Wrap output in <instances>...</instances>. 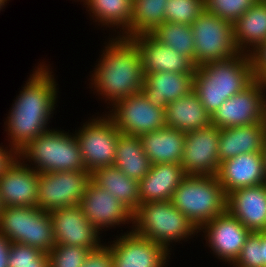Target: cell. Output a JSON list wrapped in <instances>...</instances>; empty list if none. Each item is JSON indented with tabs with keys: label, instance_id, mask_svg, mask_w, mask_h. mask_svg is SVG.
<instances>
[{
	"label": "cell",
	"instance_id": "cell-21",
	"mask_svg": "<svg viewBox=\"0 0 266 267\" xmlns=\"http://www.w3.org/2000/svg\"><path fill=\"white\" fill-rule=\"evenodd\" d=\"M219 183L227 195L231 191L266 183L262 152L246 153L220 163Z\"/></svg>",
	"mask_w": 266,
	"mask_h": 267
},
{
	"label": "cell",
	"instance_id": "cell-15",
	"mask_svg": "<svg viewBox=\"0 0 266 267\" xmlns=\"http://www.w3.org/2000/svg\"><path fill=\"white\" fill-rule=\"evenodd\" d=\"M204 229V230H203ZM204 233L205 241L216 258L231 266L240 251L250 231L227 210L208 221L199 232Z\"/></svg>",
	"mask_w": 266,
	"mask_h": 267
},
{
	"label": "cell",
	"instance_id": "cell-37",
	"mask_svg": "<svg viewBox=\"0 0 266 267\" xmlns=\"http://www.w3.org/2000/svg\"><path fill=\"white\" fill-rule=\"evenodd\" d=\"M233 267H264L262 232H250Z\"/></svg>",
	"mask_w": 266,
	"mask_h": 267
},
{
	"label": "cell",
	"instance_id": "cell-41",
	"mask_svg": "<svg viewBox=\"0 0 266 267\" xmlns=\"http://www.w3.org/2000/svg\"><path fill=\"white\" fill-rule=\"evenodd\" d=\"M16 156L17 154L11 148L0 146V175Z\"/></svg>",
	"mask_w": 266,
	"mask_h": 267
},
{
	"label": "cell",
	"instance_id": "cell-6",
	"mask_svg": "<svg viewBox=\"0 0 266 267\" xmlns=\"http://www.w3.org/2000/svg\"><path fill=\"white\" fill-rule=\"evenodd\" d=\"M227 195L217 176L186 175L174 191L171 203L199 230L226 211Z\"/></svg>",
	"mask_w": 266,
	"mask_h": 267
},
{
	"label": "cell",
	"instance_id": "cell-11",
	"mask_svg": "<svg viewBox=\"0 0 266 267\" xmlns=\"http://www.w3.org/2000/svg\"><path fill=\"white\" fill-rule=\"evenodd\" d=\"M38 199L41 210H52L78 205L91 181V172L67 171L39 173Z\"/></svg>",
	"mask_w": 266,
	"mask_h": 267
},
{
	"label": "cell",
	"instance_id": "cell-33",
	"mask_svg": "<svg viewBox=\"0 0 266 267\" xmlns=\"http://www.w3.org/2000/svg\"><path fill=\"white\" fill-rule=\"evenodd\" d=\"M204 10V0H168L165 22L191 25Z\"/></svg>",
	"mask_w": 266,
	"mask_h": 267
},
{
	"label": "cell",
	"instance_id": "cell-22",
	"mask_svg": "<svg viewBox=\"0 0 266 267\" xmlns=\"http://www.w3.org/2000/svg\"><path fill=\"white\" fill-rule=\"evenodd\" d=\"M194 74L156 72L144 74L142 93L151 104L166 106L193 91Z\"/></svg>",
	"mask_w": 266,
	"mask_h": 267
},
{
	"label": "cell",
	"instance_id": "cell-43",
	"mask_svg": "<svg viewBox=\"0 0 266 267\" xmlns=\"http://www.w3.org/2000/svg\"><path fill=\"white\" fill-rule=\"evenodd\" d=\"M262 253L264 259V267H266V232H262Z\"/></svg>",
	"mask_w": 266,
	"mask_h": 267
},
{
	"label": "cell",
	"instance_id": "cell-42",
	"mask_svg": "<svg viewBox=\"0 0 266 267\" xmlns=\"http://www.w3.org/2000/svg\"><path fill=\"white\" fill-rule=\"evenodd\" d=\"M262 90L263 92V108H262V123L266 127V80L262 81Z\"/></svg>",
	"mask_w": 266,
	"mask_h": 267
},
{
	"label": "cell",
	"instance_id": "cell-24",
	"mask_svg": "<svg viewBox=\"0 0 266 267\" xmlns=\"http://www.w3.org/2000/svg\"><path fill=\"white\" fill-rule=\"evenodd\" d=\"M265 137L266 127L263 123L220 129V163L241 154L262 152Z\"/></svg>",
	"mask_w": 266,
	"mask_h": 267
},
{
	"label": "cell",
	"instance_id": "cell-25",
	"mask_svg": "<svg viewBox=\"0 0 266 267\" xmlns=\"http://www.w3.org/2000/svg\"><path fill=\"white\" fill-rule=\"evenodd\" d=\"M151 164H181L186 133L167 127L139 136Z\"/></svg>",
	"mask_w": 266,
	"mask_h": 267
},
{
	"label": "cell",
	"instance_id": "cell-39",
	"mask_svg": "<svg viewBox=\"0 0 266 267\" xmlns=\"http://www.w3.org/2000/svg\"><path fill=\"white\" fill-rule=\"evenodd\" d=\"M255 79L266 80V41L250 54Z\"/></svg>",
	"mask_w": 266,
	"mask_h": 267
},
{
	"label": "cell",
	"instance_id": "cell-1",
	"mask_svg": "<svg viewBox=\"0 0 266 267\" xmlns=\"http://www.w3.org/2000/svg\"><path fill=\"white\" fill-rule=\"evenodd\" d=\"M48 67L45 63L35 67L6 119L9 147L16 154L32 139L50 130L47 126L57 103L58 84Z\"/></svg>",
	"mask_w": 266,
	"mask_h": 267
},
{
	"label": "cell",
	"instance_id": "cell-34",
	"mask_svg": "<svg viewBox=\"0 0 266 267\" xmlns=\"http://www.w3.org/2000/svg\"><path fill=\"white\" fill-rule=\"evenodd\" d=\"M8 267H48L47 253L33 246L11 243Z\"/></svg>",
	"mask_w": 266,
	"mask_h": 267
},
{
	"label": "cell",
	"instance_id": "cell-36",
	"mask_svg": "<svg viewBox=\"0 0 266 267\" xmlns=\"http://www.w3.org/2000/svg\"><path fill=\"white\" fill-rule=\"evenodd\" d=\"M259 0H204L205 11L234 23Z\"/></svg>",
	"mask_w": 266,
	"mask_h": 267
},
{
	"label": "cell",
	"instance_id": "cell-17",
	"mask_svg": "<svg viewBox=\"0 0 266 267\" xmlns=\"http://www.w3.org/2000/svg\"><path fill=\"white\" fill-rule=\"evenodd\" d=\"M78 206L99 232L109 227L133 222V213L108 191L98 187L92 181L87 185Z\"/></svg>",
	"mask_w": 266,
	"mask_h": 267
},
{
	"label": "cell",
	"instance_id": "cell-46",
	"mask_svg": "<svg viewBox=\"0 0 266 267\" xmlns=\"http://www.w3.org/2000/svg\"><path fill=\"white\" fill-rule=\"evenodd\" d=\"M4 204L2 202L1 196H0V212L2 211V209L4 208Z\"/></svg>",
	"mask_w": 266,
	"mask_h": 267
},
{
	"label": "cell",
	"instance_id": "cell-31",
	"mask_svg": "<svg viewBox=\"0 0 266 267\" xmlns=\"http://www.w3.org/2000/svg\"><path fill=\"white\" fill-rule=\"evenodd\" d=\"M84 3L92 20L95 18L99 25H107L106 29L119 28L121 33L117 32V36H121L130 26L132 0H86Z\"/></svg>",
	"mask_w": 266,
	"mask_h": 267
},
{
	"label": "cell",
	"instance_id": "cell-32",
	"mask_svg": "<svg viewBox=\"0 0 266 267\" xmlns=\"http://www.w3.org/2000/svg\"><path fill=\"white\" fill-rule=\"evenodd\" d=\"M151 35L160 43L187 56L195 64V42L191 25L163 22Z\"/></svg>",
	"mask_w": 266,
	"mask_h": 267
},
{
	"label": "cell",
	"instance_id": "cell-28",
	"mask_svg": "<svg viewBox=\"0 0 266 267\" xmlns=\"http://www.w3.org/2000/svg\"><path fill=\"white\" fill-rule=\"evenodd\" d=\"M91 181L112 194L132 213L141 204L139 181L129 178L114 165L101 167L91 172Z\"/></svg>",
	"mask_w": 266,
	"mask_h": 267
},
{
	"label": "cell",
	"instance_id": "cell-30",
	"mask_svg": "<svg viewBox=\"0 0 266 267\" xmlns=\"http://www.w3.org/2000/svg\"><path fill=\"white\" fill-rule=\"evenodd\" d=\"M168 0H132L130 26L120 36L132 38L141 34H151L165 22V8Z\"/></svg>",
	"mask_w": 266,
	"mask_h": 267
},
{
	"label": "cell",
	"instance_id": "cell-20",
	"mask_svg": "<svg viewBox=\"0 0 266 267\" xmlns=\"http://www.w3.org/2000/svg\"><path fill=\"white\" fill-rule=\"evenodd\" d=\"M226 210L250 232H266V183L228 193Z\"/></svg>",
	"mask_w": 266,
	"mask_h": 267
},
{
	"label": "cell",
	"instance_id": "cell-26",
	"mask_svg": "<svg viewBox=\"0 0 266 267\" xmlns=\"http://www.w3.org/2000/svg\"><path fill=\"white\" fill-rule=\"evenodd\" d=\"M233 30L234 41L240 53L249 55L263 44L266 41V0H259L244 12L233 23Z\"/></svg>",
	"mask_w": 266,
	"mask_h": 267
},
{
	"label": "cell",
	"instance_id": "cell-7",
	"mask_svg": "<svg viewBox=\"0 0 266 267\" xmlns=\"http://www.w3.org/2000/svg\"><path fill=\"white\" fill-rule=\"evenodd\" d=\"M0 234L12 243L33 246L45 253L55 246L49 212L37 206L4 207L0 212Z\"/></svg>",
	"mask_w": 266,
	"mask_h": 267
},
{
	"label": "cell",
	"instance_id": "cell-18",
	"mask_svg": "<svg viewBox=\"0 0 266 267\" xmlns=\"http://www.w3.org/2000/svg\"><path fill=\"white\" fill-rule=\"evenodd\" d=\"M39 173L17 156L0 175V196L5 207L36 206Z\"/></svg>",
	"mask_w": 266,
	"mask_h": 267
},
{
	"label": "cell",
	"instance_id": "cell-29",
	"mask_svg": "<svg viewBox=\"0 0 266 267\" xmlns=\"http://www.w3.org/2000/svg\"><path fill=\"white\" fill-rule=\"evenodd\" d=\"M139 136L121 134L115 153L114 166L129 178L140 181L151 168Z\"/></svg>",
	"mask_w": 266,
	"mask_h": 267
},
{
	"label": "cell",
	"instance_id": "cell-27",
	"mask_svg": "<svg viewBox=\"0 0 266 267\" xmlns=\"http://www.w3.org/2000/svg\"><path fill=\"white\" fill-rule=\"evenodd\" d=\"M165 114L167 127L176 128L185 133L211 124V116L194 91L170 102L165 108Z\"/></svg>",
	"mask_w": 266,
	"mask_h": 267
},
{
	"label": "cell",
	"instance_id": "cell-3",
	"mask_svg": "<svg viewBox=\"0 0 266 267\" xmlns=\"http://www.w3.org/2000/svg\"><path fill=\"white\" fill-rule=\"evenodd\" d=\"M254 80L250 56L239 53L226 60L197 66L193 91L212 116L224 101L244 90Z\"/></svg>",
	"mask_w": 266,
	"mask_h": 267
},
{
	"label": "cell",
	"instance_id": "cell-10",
	"mask_svg": "<svg viewBox=\"0 0 266 267\" xmlns=\"http://www.w3.org/2000/svg\"><path fill=\"white\" fill-rule=\"evenodd\" d=\"M112 106L106 116L121 134L141 136L166 126L165 108L148 102L142 92L130 95Z\"/></svg>",
	"mask_w": 266,
	"mask_h": 267
},
{
	"label": "cell",
	"instance_id": "cell-12",
	"mask_svg": "<svg viewBox=\"0 0 266 267\" xmlns=\"http://www.w3.org/2000/svg\"><path fill=\"white\" fill-rule=\"evenodd\" d=\"M220 129L207 127L186 132L181 166L186 175L216 176L220 160L218 156Z\"/></svg>",
	"mask_w": 266,
	"mask_h": 267
},
{
	"label": "cell",
	"instance_id": "cell-23",
	"mask_svg": "<svg viewBox=\"0 0 266 267\" xmlns=\"http://www.w3.org/2000/svg\"><path fill=\"white\" fill-rule=\"evenodd\" d=\"M186 174L180 164H152L147 175L139 181L140 202L171 201Z\"/></svg>",
	"mask_w": 266,
	"mask_h": 267
},
{
	"label": "cell",
	"instance_id": "cell-4",
	"mask_svg": "<svg viewBox=\"0 0 266 267\" xmlns=\"http://www.w3.org/2000/svg\"><path fill=\"white\" fill-rule=\"evenodd\" d=\"M64 132L50 129L32 139L17 157L32 162L26 166L38 173L86 170L75 134Z\"/></svg>",
	"mask_w": 266,
	"mask_h": 267
},
{
	"label": "cell",
	"instance_id": "cell-38",
	"mask_svg": "<svg viewBox=\"0 0 266 267\" xmlns=\"http://www.w3.org/2000/svg\"><path fill=\"white\" fill-rule=\"evenodd\" d=\"M81 267H113V252L110 246L103 244L90 251Z\"/></svg>",
	"mask_w": 266,
	"mask_h": 267
},
{
	"label": "cell",
	"instance_id": "cell-35",
	"mask_svg": "<svg viewBox=\"0 0 266 267\" xmlns=\"http://www.w3.org/2000/svg\"><path fill=\"white\" fill-rule=\"evenodd\" d=\"M89 252L80 246L55 244L47 253L48 267H81Z\"/></svg>",
	"mask_w": 266,
	"mask_h": 267
},
{
	"label": "cell",
	"instance_id": "cell-2",
	"mask_svg": "<svg viewBox=\"0 0 266 267\" xmlns=\"http://www.w3.org/2000/svg\"><path fill=\"white\" fill-rule=\"evenodd\" d=\"M91 77V88L111 107L143 89L144 74L140 51L129 38L111 37ZM93 86V87H92Z\"/></svg>",
	"mask_w": 266,
	"mask_h": 267
},
{
	"label": "cell",
	"instance_id": "cell-8",
	"mask_svg": "<svg viewBox=\"0 0 266 267\" xmlns=\"http://www.w3.org/2000/svg\"><path fill=\"white\" fill-rule=\"evenodd\" d=\"M191 27L196 66L226 60L240 53L234 41L233 23L204 10Z\"/></svg>",
	"mask_w": 266,
	"mask_h": 267
},
{
	"label": "cell",
	"instance_id": "cell-19",
	"mask_svg": "<svg viewBox=\"0 0 266 267\" xmlns=\"http://www.w3.org/2000/svg\"><path fill=\"white\" fill-rule=\"evenodd\" d=\"M130 39L140 51L143 74L156 72L195 73L197 66L187 56L160 43L151 34H141Z\"/></svg>",
	"mask_w": 266,
	"mask_h": 267
},
{
	"label": "cell",
	"instance_id": "cell-40",
	"mask_svg": "<svg viewBox=\"0 0 266 267\" xmlns=\"http://www.w3.org/2000/svg\"><path fill=\"white\" fill-rule=\"evenodd\" d=\"M11 243L4 234H0V267H8Z\"/></svg>",
	"mask_w": 266,
	"mask_h": 267
},
{
	"label": "cell",
	"instance_id": "cell-5",
	"mask_svg": "<svg viewBox=\"0 0 266 267\" xmlns=\"http://www.w3.org/2000/svg\"><path fill=\"white\" fill-rule=\"evenodd\" d=\"M132 231L162 245L168 252L174 242L191 239L197 227L171 201L146 202L133 213ZM190 236V237H189Z\"/></svg>",
	"mask_w": 266,
	"mask_h": 267
},
{
	"label": "cell",
	"instance_id": "cell-45",
	"mask_svg": "<svg viewBox=\"0 0 266 267\" xmlns=\"http://www.w3.org/2000/svg\"><path fill=\"white\" fill-rule=\"evenodd\" d=\"M8 0H0V11L2 9V7L5 6V4L7 3Z\"/></svg>",
	"mask_w": 266,
	"mask_h": 267
},
{
	"label": "cell",
	"instance_id": "cell-9",
	"mask_svg": "<svg viewBox=\"0 0 266 267\" xmlns=\"http://www.w3.org/2000/svg\"><path fill=\"white\" fill-rule=\"evenodd\" d=\"M86 170L93 172L106 166H113L118 139L121 133L105 115L91 118L75 131Z\"/></svg>",
	"mask_w": 266,
	"mask_h": 267
},
{
	"label": "cell",
	"instance_id": "cell-16",
	"mask_svg": "<svg viewBox=\"0 0 266 267\" xmlns=\"http://www.w3.org/2000/svg\"><path fill=\"white\" fill-rule=\"evenodd\" d=\"M55 244L80 246L90 251L103 243L101 233L89 222L78 205L63 207L49 212Z\"/></svg>",
	"mask_w": 266,
	"mask_h": 267
},
{
	"label": "cell",
	"instance_id": "cell-44",
	"mask_svg": "<svg viewBox=\"0 0 266 267\" xmlns=\"http://www.w3.org/2000/svg\"><path fill=\"white\" fill-rule=\"evenodd\" d=\"M262 153H263V158H264V169H265V180H266V137L264 140Z\"/></svg>",
	"mask_w": 266,
	"mask_h": 267
},
{
	"label": "cell",
	"instance_id": "cell-14",
	"mask_svg": "<svg viewBox=\"0 0 266 267\" xmlns=\"http://www.w3.org/2000/svg\"><path fill=\"white\" fill-rule=\"evenodd\" d=\"M121 234L109 244L113 267H167L171 253L162 245L136 235L132 229Z\"/></svg>",
	"mask_w": 266,
	"mask_h": 267
},
{
	"label": "cell",
	"instance_id": "cell-13",
	"mask_svg": "<svg viewBox=\"0 0 266 267\" xmlns=\"http://www.w3.org/2000/svg\"><path fill=\"white\" fill-rule=\"evenodd\" d=\"M262 81L255 79L248 87L230 97L211 116L219 129L262 123Z\"/></svg>",
	"mask_w": 266,
	"mask_h": 267
}]
</instances>
